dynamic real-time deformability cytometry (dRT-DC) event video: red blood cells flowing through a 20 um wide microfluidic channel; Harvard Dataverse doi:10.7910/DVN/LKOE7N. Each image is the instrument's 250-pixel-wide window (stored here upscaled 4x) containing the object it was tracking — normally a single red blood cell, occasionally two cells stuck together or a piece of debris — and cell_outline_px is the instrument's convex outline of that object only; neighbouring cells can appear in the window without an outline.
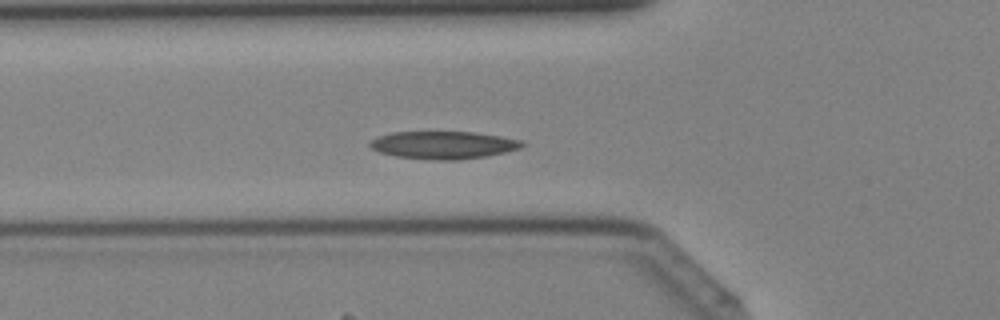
{"species": "Egyptian fruit bat (a non-hibernating species)", "species_latin": "Rousettus aegyptiacus", "temperature_condition": "cold", "stored_images_in_passage": 27, "camera_frame_rate_fps": 3000, "um_per_image_px": 0.085, "animal": {"sex": "female"}, "frame": {"image": 1, "passage_image": 7, "time_ms": 2.0, "image_size_px": [1000, 320], "cell_outline_px": [[524, 144], [520, 148], [504, 152], [484, 156], [456, 160], [436, 160], [396, 156], [380, 152], [372, 148], [368, 144], [372, 140], [380, 136], [392, 132], [472, 132], [500, 136], [520, 140]], "centroid_in_image_um": [37.67, 12.32], "position_along_channel_um": 88.1, "area_um2": 24.1}}
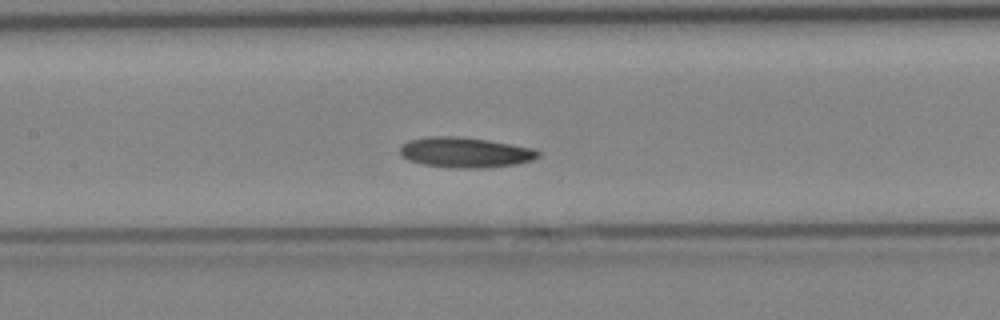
{"frame": {"image": 2, "passage_image": 12, "time_ms": 3.667, "image_size_px": [1000, 320], "cell_outline_px": [[540, 156], [532, 160], [516, 164], [484, 168], [456, 168], [424, 164], [408, 160], [400, 156], [400, 148], [408, 140], [432, 136], [460, 136], [488, 140], [536, 148], [540, 152]], "centroid_in_image_um": [39.57, 12.95], "position_along_channel_um": 167.8, "area_um2": 24.51}}
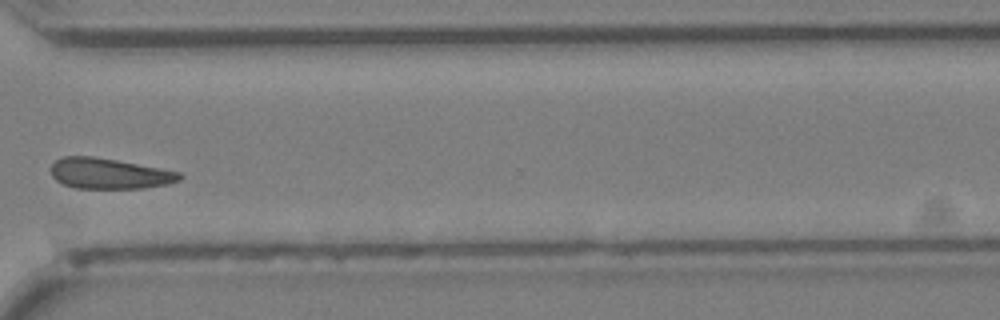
{"frame": {"image": 3, "passage_image": 24, "time_ms": 7.667, "image_size_px": [1000, 320], "cell_outline_px": [[184, 176], [180, 180], [168, 184], [144, 188], [76, 188], [64, 184], [56, 180], [52, 176], [52, 164], [56, 160], [64, 156], [92, 156], [116, 160], [160, 168], [180, 172]], "centroid_in_image_um": [9.31, 14.75], "position_along_channel_um": 361.3, "area_um2": 22.83}}